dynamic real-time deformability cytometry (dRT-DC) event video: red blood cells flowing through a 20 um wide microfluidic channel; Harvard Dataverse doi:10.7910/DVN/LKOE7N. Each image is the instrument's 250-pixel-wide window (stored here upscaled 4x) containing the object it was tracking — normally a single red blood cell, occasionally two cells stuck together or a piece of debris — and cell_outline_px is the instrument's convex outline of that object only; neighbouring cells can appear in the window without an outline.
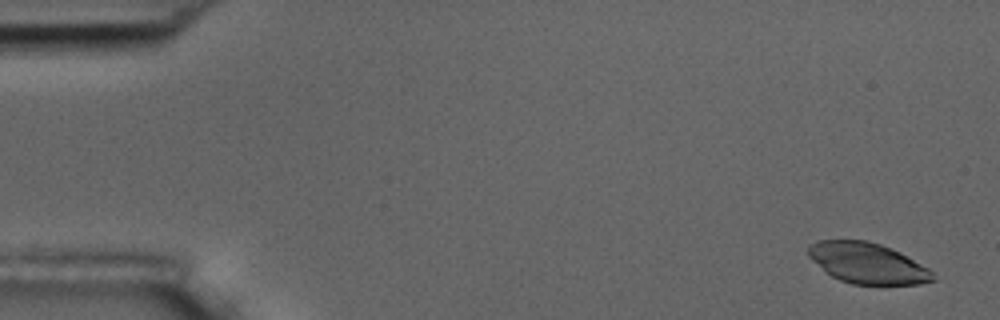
{"species": "common noctule bat (a hibernating species)", "species_latin": "Nyctalus noctula", "temperature_condition": "room temperature", "stored_images_in_passage": 5, "camera_frame_rate_fps": 3000, "um_per_image_px": 0.085, "animal": {"sex": "male", "body_mass_g": 17.5, "forearm_length_mm": 52.3}, "frame": {"image": 1, "passage_image": 1, "time_ms": 0.0, "image_size_px": [1000, 320], "cell_outline_px": [[936, 280], [920, 284], [852, 284], [840, 280], [832, 276], [812, 260], [808, 256], [808, 244], [816, 240], [868, 240], [880, 244], [900, 252], [928, 268], [932, 272]], "centroid_in_image_um": [73.72, 22.36], "position_along_channel_um": 11.3, "area_um2": 29.48}}